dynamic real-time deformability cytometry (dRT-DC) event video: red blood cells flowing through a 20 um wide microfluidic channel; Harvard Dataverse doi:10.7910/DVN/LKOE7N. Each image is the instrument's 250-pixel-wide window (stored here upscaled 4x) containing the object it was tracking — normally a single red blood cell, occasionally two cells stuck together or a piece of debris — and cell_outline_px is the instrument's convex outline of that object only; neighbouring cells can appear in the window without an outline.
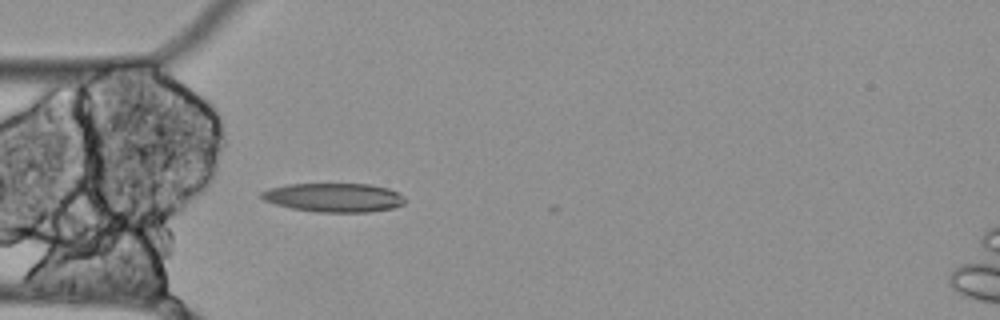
{"species": "Egyptian fruit bat (a non-hibernating species)", "species_latin": "Rousettus aegyptiacus", "temperature_condition": "cold", "stored_images_in_passage": 37, "camera_frame_rate_fps": 3000, "um_per_image_px": 0.085, "animal": {"sex": "female"}, "frame": {"image": 1, "passage_image": 1, "time_ms": 0.0, "image_size_px": [1000, 320], "cell_outline_px": [[408, 200], [404, 204], [392, 208], [368, 212], [316, 212], [292, 208], [276, 204], [264, 200], [260, 196], [260, 192], [268, 188], [288, 184], [372, 184], [388, 188], [404, 196]], "centroid_in_image_um": [28.4, 16.78], "position_along_channel_um": 56.6, "area_um2": 24.28}}
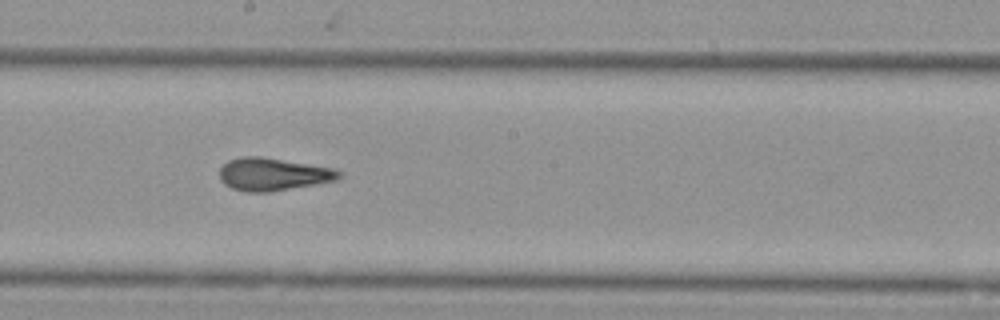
{"frame": {"image": 2, "passage_image": 15, "time_ms": 4.667, "image_size_px": [1000, 320], "cell_outline_px": [[340, 176], [336, 180], [268, 192], [248, 192], [232, 188], [224, 184], [220, 180], [220, 168], [228, 160], [244, 156], [260, 156], [332, 168], [340, 172]], "centroid_in_image_um": [23.14, 14.81], "position_along_channel_um": 225.1, "area_um2": 22.37}}
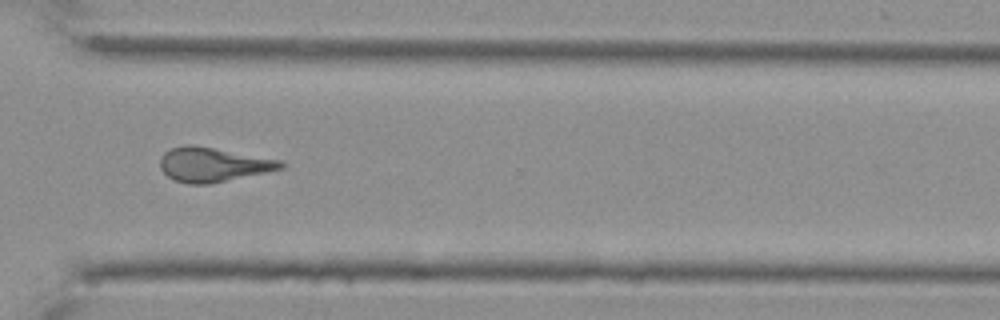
{"frame": {"image": 3, "passage_image": 26, "time_ms": 8.333, "image_size_px": [1000, 320], "cell_outline_px": [[288, 164], [284, 168], [208, 184], [188, 184], [176, 180], [168, 176], [160, 168], [160, 156], [164, 152], [172, 148], [188, 144], [192, 144], [280, 160]], "centroid_in_image_um": [18.09, 13.98], "position_along_channel_um": 352.5, "area_um2": 23.87}, "authors_computed_cell_mechanics": {"area_um2": 22.831, "velocity_mm_per_s": 3.477, "shape_relaxation_time_tau1_ms": null, "shape_relaxation_time_tau2_ms": 3.4356, "deformation_change_tau1": null, "deformation_change_tau2": 0.1284}}